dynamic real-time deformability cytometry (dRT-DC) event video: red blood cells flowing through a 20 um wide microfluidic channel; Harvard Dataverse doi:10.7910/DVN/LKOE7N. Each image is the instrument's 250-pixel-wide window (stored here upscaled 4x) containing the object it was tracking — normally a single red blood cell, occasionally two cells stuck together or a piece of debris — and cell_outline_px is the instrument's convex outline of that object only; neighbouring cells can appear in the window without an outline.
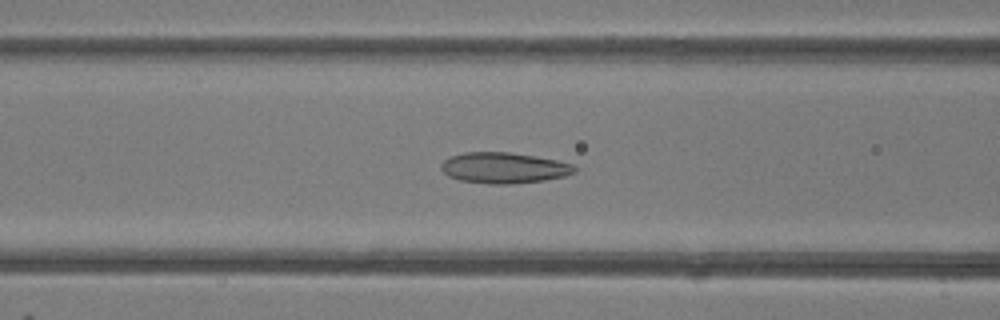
{"species": "common noctule bat (a hibernating species)", "species_latin": "Nyctalus noctula", "temperature_condition": "room temperature", "stored_images_in_passage": 49, "camera_frame_rate_fps": 3000, "um_per_image_px": 0.085, "animal": {"sex": "female"}, "frame": {"image": 1, "passage_image": 20, "time_ms": 6.333, "image_size_px": [1000, 320], "cell_outline_px": [[576, 172], [564, 176], [544, 180], [512, 184], [488, 184], [460, 180], [448, 176], [440, 168], [440, 164], [448, 156], [464, 152], [508, 152], [556, 160], [572, 164], [576, 168]], "centroid_in_image_um": [42.78, 14.27], "position_along_channel_um": 123.8, "area_um2": 23.99}}
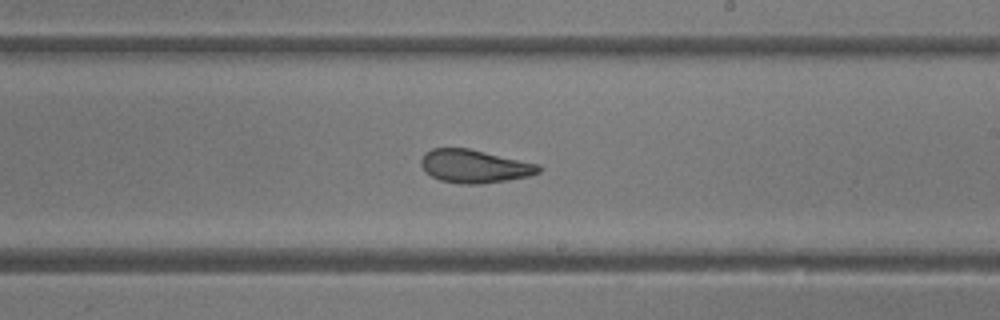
{"frame": {"image": 2, "passage_image": 29, "time_ms": 9.333, "image_size_px": [1000, 320], "cell_outline_px": [[544, 168], [540, 172], [528, 176], [508, 180], [480, 184], [460, 184], [440, 180], [424, 172], [420, 164], [420, 160], [424, 152], [432, 148], [468, 148], [540, 164]], "centroid_in_image_um": [40.32, 14.13], "position_along_channel_um": 248.7, "area_um2": 23.0}}
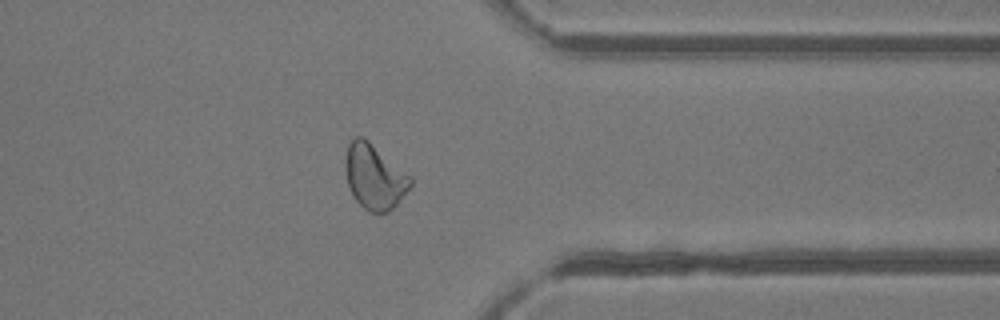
{"frame": {"image": 3, "passage_image": 39, "time_ms": 12.667, "image_size_px": [1000, 320], "cell_outline_px": [[412, 184], [396, 204], [388, 212], [368, 212], [356, 200], [348, 184], [344, 168], [344, 160], [348, 144], [356, 136], [364, 136], [412, 176]], "centroid_in_image_um": [31.82, 14.98], "position_along_channel_um": 379.6, "area_um2": 24.68}, "authors_computed_cell_mechanics": {"area_um2": 25.2008, "velocity_mm_per_s": 4.1782, "shape_relaxation_time_tau1_ms": null, "shape_relaxation_time_tau2_ms": 1.6928, "deformation_change_tau1": null, "deformation_change_tau2": 0.0911}}